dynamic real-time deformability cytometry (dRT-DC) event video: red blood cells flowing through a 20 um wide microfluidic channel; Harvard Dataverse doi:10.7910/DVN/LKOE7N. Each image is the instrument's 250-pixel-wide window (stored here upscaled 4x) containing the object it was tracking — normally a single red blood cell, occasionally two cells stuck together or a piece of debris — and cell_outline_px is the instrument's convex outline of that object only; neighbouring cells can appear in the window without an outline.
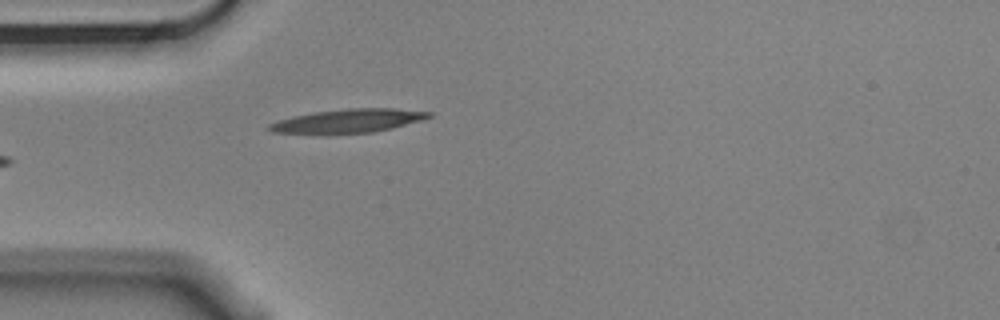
{"species": "Egyptian fruit bat (a non-hibernating species)", "species_latin": "Rousettus aegyptiacus", "temperature_condition": "cold", "stored_images_in_passage": 5, "camera_frame_rate_fps": 3000, "um_per_image_px": 0.085, "animal": {"sex": "male"}, "frame": {"image": 1, "passage_image": 5, "time_ms": 1.333, "image_size_px": [1000, 320], "cell_outline_px": [[432, 116], [420, 120], [392, 128], [372, 132], [328, 136], [272, 132], [264, 128], [268, 124], [292, 116], [312, 112], [348, 108], [392, 108], [432, 112]], "centroid_in_image_um": [29.47, 10.31], "position_along_channel_um": 55.5, "area_um2": 22.77}}